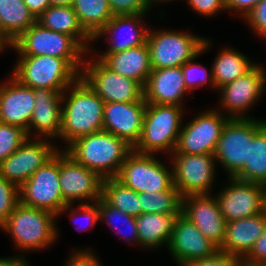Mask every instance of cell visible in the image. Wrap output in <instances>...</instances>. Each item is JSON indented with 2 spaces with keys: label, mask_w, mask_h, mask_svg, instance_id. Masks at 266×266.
I'll list each match as a JSON object with an SVG mask.
<instances>
[{
  "label": "cell",
  "mask_w": 266,
  "mask_h": 266,
  "mask_svg": "<svg viewBox=\"0 0 266 266\" xmlns=\"http://www.w3.org/2000/svg\"><path fill=\"white\" fill-rule=\"evenodd\" d=\"M104 101L80 76L63 92L59 139L65 149L79 137L103 130Z\"/></svg>",
  "instance_id": "1"
},
{
  "label": "cell",
  "mask_w": 266,
  "mask_h": 266,
  "mask_svg": "<svg viewBox=\"0 0 266 266\" xmlns=\"http://www.w3.org/2000/svg\"><path fill=\"white\" fill-rule=\"evenodd\" d=\"M57 224L54 213L19 202L0 229L10 235L20 255H30L32 251L47 250L56 244L61 235Z\"/></svg>",
  "instance_id": "2"
},
{
  "label": "cell",
  "mask_w": 266,
  "mask_h": 266,
  "mask_svg": "<svg viewBox=\"0 0 266 266\" xmlns=\"http://www.w3.org/2000/svg\"><path fill=\"white\" fill-rule=\"evenodd\" d=\"M132 150L125 140L104 130L79 137L64 149L77 163L103 179L116 177Z\"/></svg>",
  "instance_id": "3"
},
{
  "label": "cell",
  "mask_w": 266,
  "mask_h": 266,
  "mask_svg": "<svg viewBox=\"0 0 266 266\" xmlns=\"http://www.w3.org/2000/svg\"><path fill=\"white\" fill-rule=\"evenodd\" d=\"M185 110L181 106L146 103L141 136L133 150L169 157L178 143Z\"/></svg>",
  "instance_id": "4"
},
{
  "label": "cell",
  "mask_w": 266,
  "mask_h": 266,
  "mask_svg": "<svg viewBox=\"0 0 266 266\" xmlns=\"http://www.w3.org/2000/svg\"><path fill=\"white\" fill-rule=\"evenodd\" d=\"M16 59L10 74L33 89L64 91L81 75L66 59L48 55H18Z\"/></svg>",
  "instance_id": "5"
},
{
  "label": "cell",
  "mask_w": 266,
  "mask_h": 266,
  "mask_svg": "<svg viewBox=\"0 0 266 266\" xmlns=\"http://www.w3.org/2000/svg\"><path fill=\"white\" fill-rule=\"evenodd\" d=\"M150 26L146 44L149 48L152 69L182 67L201 51L204 36L185 30L156 29ZM165 29V30H164Z\"/></svg>",
  "instance_id": "6"
},
{
  "label": "cell",
  "mask_w": 266,
  "mask_h": 266,
  "mask_svg": "<svg viewBox=\"0 0 266 266\" xmlns=\"http://www.w3.org/2000/svg\"><path fill=\"white\" fill-rule=\"evenodd\" d=\"M10 49L17 55L66 59L80 74L87 53L71 36L46 29L38 22L11 43Z\"/></svg>",
  "instance_id": "7"
},
{
  "label": "cell",
  "mask_w": 266,
  "mask_h": 266,
  "mask_svg": "<svg viewBox=\"0 0 266 266\" xmlns=\"http://www.w3.org/2000/svg\"><path fill=\"white\" fill-rule=\"evenodd\" d=\"M156 156L132 150L115 178L137 193L178 190L173 185L170 159L168 158L169 163L165 165L164 161L158 158L160 156Z\"/></svg>",
  "instance_id": "8"
},
{
  "label": "cell",
  "mask_w": 266,
  "mask_h": 266,
  "mask_svg": "<svg viewBox=\"0 0 266 266\" xmlns=\"http://www.w3.org/2000/svg\"><path fill=\"white\" fill-rule=\"evenodd\" d=\"M265 124L266 118L228 120L214 153L217 165L224 169L227 178H234L243 169L248 160L249 141Z\"/></svg>",
  "instance_id": "9"
},
{
  "label": "cell",
  "mask_w": 266,
  "mask_h": 266,
  "mask_svg": "<svg viewBox=\"0 0 266 266\" xmlns=\"http://www.w3.org/2000/svg\"><path fill=\"white\" fill-rule=\"evenodd\" d=\"M265 68L258 63L244 76L220 87L216 109L229 118H257L249 112L266 92Z\"/></svg>",
  "instance_id": "10"
},
{
  "label": "cell",
  "mask_w": 266,
  "mask_h": 266,
  "mask_svg": "<svg viewBox=\"0 0 266 266\" xmlns=\"http://www.w3.org/2000/svg\"><path fill=\"white\" fill-rule=\"evenodd\" d=\"M104 101H144V89L136 81L115 73L90 51L86 53L80 75Z\"/></svg>",
  "instance_id": "11"
},
{
  "label": "cell",
  "mask_w": 266,
  "mask_h": 266,
  "mask_svg": "<svg viewBox=\"0 0 266 266\" xmlns=\"http://www.w3.org/2000/svg\"><path fill=\"white\" fill-rule=\"evenodd\" d=\"M169 159L173 168V185L182 197L213 194L218 167L214 154L172 153Z\"/></svg>",
  "instance_id": "12"
},
{
  "label": "cell",
  "mask_w": 266,
  "mask_h": 266,
  "mask_svg": "<svg viewBox=\"0 0 266 266\" xmlns=\"http://www.w3.org/2000/svg\"><path fill=\"white\" fill-rule=\"evenodd\" d=\"M230 118L215 107L206 109L183 123L173 153L214 154L222 131Z\"/></svg>",
  "instance_id": "13"
},
{
  "label": "cell",
  "mask_w": 266,
  "mask_h": 266,
  "mask_svg": "<svg viewBox=\"0 0 266 266\" xmlns=\"http://www.w3.org/2000/svg\"><path fill=\"white\" fill-rule=\"evenodd\" d=\"M20 202L54 213L66 206L59 180V151L19 187Z\"/></svg>",
  "instance_id": "14"
},
{
  "label": "cell",
  "mask_w": 266,
  "mask_h": 266,
  "mask_svg": "<svg viewBox=\"0 0 266 266\" xmlns=\"http://www.w3.org/2000/svg\"><path fill=\"white\" fill-rule=\"evenodd\" d=\"M59 180L66 205L93 203L102 197L104 179L77 163L64 150H59Z\"/></svg>",
  "instance_id": "15"
},
{
  "label": "cell",
  "mask_w": 266,
  "mask_h": 266,
  "mask_svg": "<svg viewBox=\"0 0 266 266\" xmlns=\"http://www.w3.org/2000/svg\"><path fill=\"white\" fill-rule=\"evenodd\" d=\"M53 140L45 138H27L10 156L0 162V176L18 188L61 147Z\"/></svg>",
  "instance_id": "16"
},
{
  "label": "cell",
  "mask_w": 266,
  "mask_h": 266,
  "mask_svg": "<svg viewBox=\"0 0 266 266\" xmlns=\"http://www.w3.org/2000/svg\"><path fill=\"white\" fill-rule=\"evenodd\" d=\"M226 179L224 185L218 188L220 190L216 194L213 192L226 222L262 213L263 184Z\"/></svg>",
  "instance_id": "17"
},
{
  "label": "cell",
  "mask_w": 266,
  "mask_h": 266,
  "mask_svg": "<svg viewBox=\"0 0 266 266\" xmlns=\"http://www.w3.org/2000/svg\"><path fill=\"white\" fill-rule=\"evenodd\" d=\"M148 15L150 14L113 16L93 37V45L102 38L108 46L101 53H117L145 44L150 26L146 25L144 19Z\"/></svg>",
  "instance_id": "18"
},
{
  "label": "cell",
  "mask_w": 266,
  "mask_h": 266,
  "mask_svg": "<svg viewBox=\"0 0 266 266\" xmlns=\"http://www.w3.org/2000/svg\"><path fill=\"white\" fill-rule=\"evenodd\" d=\"M219 248L199 231L196 225L182 213L176 220L167 246L169 255L178 266L213 256Z\"/></svg>",
  "instance_id": "19"
},
{
  "label": "cell",
  "mask_w": 266,
  "mask_h": 266,
  "mask_svg": "<svg viewBox=\"0 0 266 266\" xmlns=\"http://www.w3.org/2000/svg\"><path fill=\"white\" fill-rule=\"evenodd\" d=\"M182 214L219 249L223 246L226 220L220 212L214 194L182 197Z\"/></svg>",
  "instance_id": "20"
},
{
  "label": "cell",
  "mask_w": 266,
  "mask_h": 266,
  "mask_svg": "<svg viewBox=\"0 0 266 266\" xmlns=\"http://www.w3.org/2000/svg\"><path fill=\"white\" fill-rule=\"evenodd\" d=\"M64 91L34 89L35 104L27 130L28 138L59 141L62 127V97Z\"/></svg>",
  "instance_id": "21"
},
{
  "label": "cell",
  "mask_w": 266,
  "mask_h": 266,
  "mask_svg": "<svg viewBox=\"0 0 266 266\" xmlns=\"http://www.w3.org/2000/svg\"><path fill=\"white\" fill-rule=\"evenodd\" d=\"M0 83V122L27 132L35 104L34 89L21 84L10 73Z\"/></svg>",
  "instance_id": "22"
},
{
  "label": "cell",
  "mask_w": 266,
  "mask_h": 266,
  "mask_svg": "<svg viewBox=\"0 0 266 266\" xmlns=\"http://www.w3.org/2000/svg\"><path fill=\"white\" fill-rule=\"evenodd\" d=\"M145 110V101L105 103L103 130L134 147L141 136Z\"/></svg>",
  "instance_id": "23"
},
{
  "label": "cell",
  "mask_w": 266,
  "mask_h": 266,
  "mask_svg": "<svg viewBox=\"0 0 266 266\" xmlns=\"http://www.w3.org/2000/svg\"><path fill=\"white\" fill-rule=\"evenodd\" d=\"M144 89V101L150 104L184 107L187 95L181 67L152 69Z\"/></svg>",
  "instance_id": "24"
},
{
  "label": "cell",
  "mask_w": 266,
  "mask_h": 266,
  "mask_svg": "<svg viewBox=\"0 0 266 266\" xmlns=\"http://www.w3.org/2000/svg\"><path fill=\"white\" fill-rule=\"evenodd\" d=\"M90 52L117 74L138 82L143 88L152 71L147 44L117 53H100L96 48ZM98 52V53H97Z\"/></svg>",
  "instance_id": "25"
},
{
  "label": "cell",
  "mask_w": 266,
  "mask_h": 266,
  "mask_svg": "<svg viewBox=\"0 0 266 266\" xmlns=\"http://www.w3.org/2000/svg\"><path fill=\"white\" fill-rule=\"evenodd\" d=\"M265 225L266 217L262 213L226 222L223 246L219 250L242 261L262 235Z\"/></svg>",
  "instance_id": "26"
},
{
  "label": "cell",
  "mask_w": 266,
  "mask_h": 266,
  "mask_svg": "<svg viewBox=\"0 0 266 266\" xmlns=\"http://www.w3.org/2000/svg\"><path fill=\"white\" fill-rule=\"evenodd\" d=\"M180 214L141 213L137 216L139 247L149 251L167 248Z\"/></svg>",
  "instance_id": "27"
},
{
  "label": "cell",
  "mask_w": 266,
  "mask_h": 266,
  "mask_svg": "<svg viewBox=\"0 0 266 266\" xmlns=\"http://www.w3.org/2000/svg\"><path fill=\"white\" fill-rule=\"evenodd\" d=\"M37 22L46 29L71 36L86 52L95 48L93 38L81 26L72 6H49Z\"/></svg>",
  "instance_id": "28"
},
{
  "label": "cell",
  "mask_w": 266,
  "mask_h": 266,
  "mask_svg": "<svg viewBox=\"0 0 266 266\" xmlns=\"http://www.w3.org/2000/svg\"><path fill=\"white\" fill-rule=\"evenodd\" d=\"M211 64L213 80L217 90L236 80L238 77L244 76L257 63L252 61L248 55L233 49V47L222 46Z\"/></svg>",
  "instance_id": "29"
},
{
  "label": "cell",
  "mask_w": 266,
  "mask_h": 266,
  "mask_svg": "<svg viewBox=\"0 0 266 266\" xmlns=\"http://www.w3.org/2000/svg\"><path fill=\"white\" fill-rule=\"evenodd\" d=\"M36 22L24 0H0V31L10 43Z\"/></svg>",
  "instance_id": "30"
},
{
  "label": "cell",
  "mask_w": 266,
  "mask_h": 266,
  "mask_svg": "<svg viewBox=\"0 0 266 266\" xmlns=\"http://www.w3.org/2000/svg\"><path fill=\"white\" fill-rule=\"evenodd\" d=\"M234 178L266 184V124L249 141L248 160Z\"/></svg>",
  "instance_id": "31"
},
{
  "label": "cell",
  "mask_w": 266,
  "mask_h": 266,
  "mask_svg": "<svg viewBox=\"0 0 266 266\" xmlns=\"http://www.w3.org/2000/svg\"><path fill=\"white\" fill-rule=\"evenodd\" d=\"M99 221L105 223L116 235H120L126 243L139 247L138 229L136 218L122 212L102 197L98 200Z\"/></svg>",
  "instance_id": "32"
},
{
  "label": "cell",
  "mask_w": 266,
  "mask_h": 266,
  "mask_svg": "<svg viewBox=\"0 0 266 266\" xmlns=\"http://www.w3.org/2000/svg\"><path fill=\"white\" fill-rule=\"evenodd\" d=\"M71 6L81 26L92 38L113 17L108 0H73Z\"/></svg>",
  "instance_id": "33"
},
{
  "label": "cell",
  "mask_w": 266,
  "mask_h": 266,
  "mask_svg": "<svg viewBox=\"0 0 266 266\" xmlns=\"http://www.w3.org/2000/svg\"><path fill=\"white\" fill-rule=\"evenodd\" d=\"M102 198L111 206L135 218L142 213L139 193L125 186L115 177L103 180Z\"/></svg>",
  "instance_id": "34"
},
{
  "label": "cell",
  "mask_w": 266,
  "mask_h": 266,
  "mask_svg": "<svg viewBox=\"0 0 266 266\" xmlns=\"http://www.w3.org/2000/svg\"><path fill=\"white\" fill-rule=\"evenodd\" d=\"M213 40H210V38L205 37V40L203 42L202 51L193 59L187 61L181 68L182 73L184 77V84L187 90L193 94L196 89H200L202 87H210L216 92L215 83L213 80V73H212V67L210 69H207L206 66L203 64L197 63L195 59L198 60L200 56L205 52H208L210 49H212Z\"/></svg>",
  "instance_id": "35"
},
{
  "label": "cell",
  "mask_w": 266,
  "mask_h": 266,
  "mask_svg": "<svg viewBox=\"0 0 266 266\" xmlns=\"http://www.w3.org/2000/svg\"><path fill=\"white\" fill-rule=\"evenodd\" d=\"M142 213H182V196L178 190L139 193Z\"/></svg>",
  "instance_id": "36"
},
{
  "label": "cell",
  "mask_w": 266,
  "mask_h": 266,
  "mask_svg": "<svg viewBox=\"0 0 266 266\" xmlns=\"http://www.w3.org/2000/svg\"><path fill=\"white\" fill-rule=\"evenodd\" d=\"M65 214L70 217V223L73 222V224H75L74 226L76 229H79V231H88L90 228L93 229L95 225L98 224L97 222H100L98 201L93 203L77 204L75 207L73 204L66 205L57 214V220ZM77 219H82V222L85 221L87 226L85 224L83 227L80 226L79 223H81V221L79 220L80 222H77Z\"/></svg>",
  "instance_id": "37"
},
{
  "label": "cell",
  "mask_w": 266,
  "mask_h": 266,
  "mask_svg": "<svg viewBox=\"0 0 266 266\" xmlns=\"http://www.w3.org/2000/svg\"><path fill=\"white\" fill-rule=\"evenodd\" d=\"M27 138L25 130L0 122V162L15 152Z\"/></svg>",
  "instance_id": "38"
},
{
  "label": "cell",
  "mask_w": 266,
  "mask_h": 266,
  "mask_svg": "<svg viewBox=\"0 0 266 266\" xmlns=\"http://www.w3.org/2000/svg\"><path fill=\"white\" fill-rule=\"evenodd\" d=\"M20 202L19 188L0 176V225Z\"/></svg>",
  "instance_id": "39"
},
{
  "label": "cell",
  "mask_w": 266,
  "mask_h": 266,
  "mask_svg": "<svg viewBox=\"0 0 266 266\" xmlns=\"http://www.w3.org/2000/svg\"><path fill=\"white\" fill-rule=\"evenodd\" d=\"M108 5L113 16L151 13L152 10L154 11L150 0H108Z\"/></svg>",
  "instance_id": "40"
},
{
  "label": "cell",
  "mask_w": 266,
  "mask_h": 266,
  "mask_svg": "<svg viewBox=\"0 0 266 266\" xmlns=\"http://www.w3.org/2000/svg\"><path fill=\"white\" fill-rule=\"evenodd\" d=\"M259 40H266V0H261L242 20ZM266 42V41H265Z\"/></svg>",
  "instance_id": "41"
},
{
  "label": "cell",
  "mask_w": 266,
  "mask_h": 266,
  "mask_svg": "<svg viewBox=\"0 0 266 266\" xmlns=\"http://www.w3.org/2000/svg\"><path fill=\"white\" fill-rule=\"evenodd\" d=\"M184 1V0H183ZM190 10L200 16L213 18L221 12H226L225 0H185Z\"/></svg>",
  "instance_id": "42"
},
{
  "label": "cell",
  "mask_w": 266,
  "mask_h": 266,
  "mask_svg": "<svg viewBox=\"0 0 266 266\" xmlns=\"http://www.w3.org/2000/svg\"><path fill=\"white\" fill-rule=\"evenodd\" d=\"M94 249L75 248L68 254L67 260L63 266H102L103 263L95 254Z\"/></svg>",
  "instance_id": "43"
},
{
  "label": "cell",
  "mask_w": 266,
  "mask_h": 266,
  "mask_svg": "<svg viewBox=\"0 0 266 266\" xmlns=\"http://www.w3.org/2000/svg\"><path fill=\"white\" fill-rule=\"evenodd\" d=\"M241 265H263L266 266V225L262 235L255 241L253 248L241 261Z\"/></svg>",
  "instance_id": "44"
},
{
  "label": "cell",
  "mask_w": 266,
  "mask_h": 266,
  "mask_svg": "<svg viewBox=\"0 0 266 266\" xmlns=\"http://www.w3.org/2000/svg\"><path fill=\"white\" fill-rule=\"evenodd\" d=\"M186 266H241V261L226 252L218 250L213 256L193 261Z\"/></svg>",
  "instance_id": "45"
},
{
  "label": "cell",
  "mask_w": 266,
  "mask_h": 266,
  "mask_svg": "<svg viewBox=\"0 0 266 266\" xmlns=\"http://www.w3.org/2000/svg\"><path fill=\"white\" fill-rule=\"evenodd\" d=\"M261 0H225L227 13H235L240 19L245 16L257 5Z\"/></svg>",
  "instance_id": "46"
},
{
  "label": "cell",
  "mask_w": 266,
  "mask_h": 266,
  "mask_svg": "<svg viewBox=\"0 0 266 266\" xmlns=\"http://www.w3.org/2000/svg\"><path fill=\"white\" fill-rule=\"evenodd\" d=\"M27 255L14 254L8 257H0V266H31Z\"/></svg>",
  "instance_id": "47"
},
{
  "label": "cell",
  "mask_w": 266,
  "mask_h": 266,
  "mask_svg": "<svg viewBox=\"0 0 266 266\" xmlns=\"http://www.w3.org/2000/svg\"><path fill=\"white\" fill-rule=\"evenodd\" d=\"M28 9L38 18L49 6V0H24Z\"/></svg>",
  "instance_id": "48"
},
{
  "label": "cell",
  "mask_w": 266,
  "mask_h": 266,
  "mask_svg": "<svg viewBox=\"0 0 266 266\" xmlns=\"http://www.w3.org/2000/svg\"><path fill=\"white\" fill-rule=\"evenodd\" d=\"M11 48V43L2 35L0 31V55L1 53H6L7 49Z\"/></svg>",
  "instance_id": "49"
},
{
  "label": "cell",
  "mask_w": 266,
  "mask_h": 266,
  "mask_svg": "<svg viewBox=\"0 0 266 266\" xmlns=\"http://www.w3.org/2000/svg\"><path fill=\"white\" fill-rule=\"evenodd\" d=\"M50 6H71L73 0H49Z\"/></svg>",
  "instance_id": "50"
},
{
  "label": "cell",
  "mask_w": 266,
  "mask_h": 266,
  "mask_svg": "<svg viewBox=\"0 0 266 266\" xmlns=\"http://www.w3.org/2000/svg\"><path fill=\"white\" fill-rule=\"evenodd\" d=\"M262 214L266 217V184L263 185Z\"/></svg>",
  "instance_id": "51"
},
{
  "label": "cell",
  "mask_w": 266,
  "mask_h": 266,
  "mask_svg": "<svg viewBox=\"0 0 266 266\" xmlns=\"http://www.w3.org/2000/svg\"><path fill=\"white\" fill-rule=\"evenodd\" d=\"M174 2L175 0H150V3H151V5L154 7L155 6V8H156V5H160V6H162V5H166L167 3H171V2ZM177 1V0H176ZM162 4V5H161Z\"/></svg>",
  "instance_id": "52"
},
{
  "label": "cell",
  "mask_w": 266,
  "mask_h": 266,
  "mask_svg": "<svg viewBox=\"0 0 266 266\" xmlns=\"http://www.w3.org/2000/svg\"><path fill=\"white\" fill-rule=\"evenodd\" d=\"M241 266H263V265H241Z\"/></svg>",
  "instance_id": "53"
}]
</instances>
